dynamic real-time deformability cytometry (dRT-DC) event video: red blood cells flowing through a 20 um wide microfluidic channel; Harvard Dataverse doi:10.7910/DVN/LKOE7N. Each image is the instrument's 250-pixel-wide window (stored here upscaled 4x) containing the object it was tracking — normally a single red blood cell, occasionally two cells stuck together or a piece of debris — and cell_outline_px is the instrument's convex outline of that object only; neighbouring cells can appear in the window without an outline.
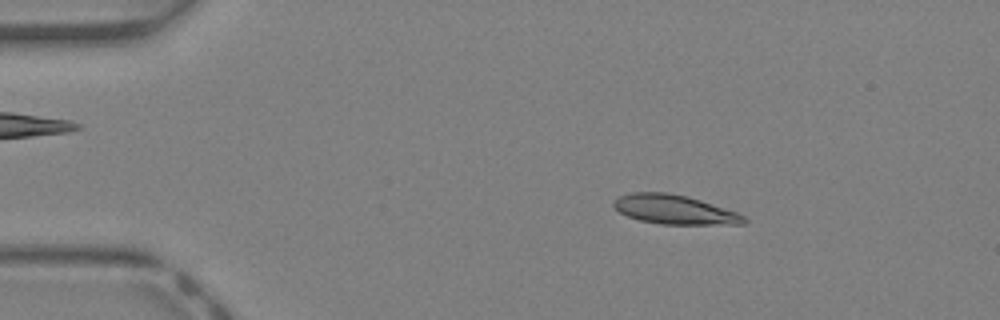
{"species": "Egyptian fruit bat (a non-hibernating species)", "species_latin": "Rousettus aegyptiacus", "temperature_condition": "warm", "stored_images_in_passage": 36, "camera_frame_rate_fps": 3000, "um_per_image_px": 0.085, "animal": {"sex": "female"}, "frame": {"image": 1, "passage_image": 2, "time_ms": 0.333, "image_size_px": [1000, 320], "cell_outline_px": [[748, 220], [744, 224], [660, 224], [640, 220], [628, 216], [620, 212], [612, 204], [620, 196], [632, 192], [664, 192], [688, 196], [736, 212], [744, 216]], "centroid_in_image_um": [57.34, 17.81], "position_along_channel_um": 27.7, "area_um2": 21.91}}
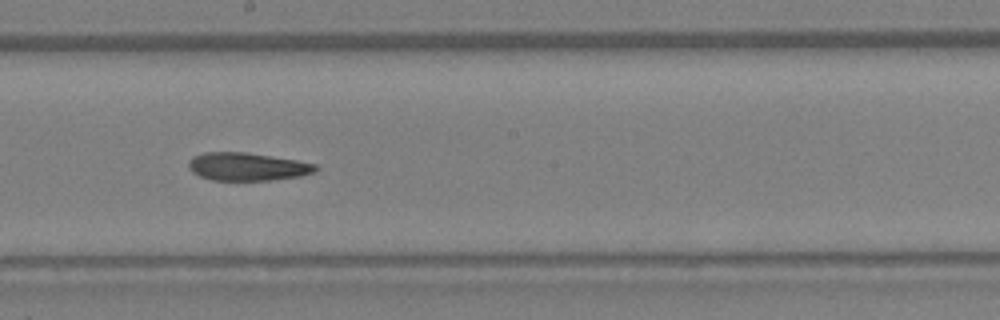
{"frame": {"image": 2, "passage_image": 18, "time_ms": 5.667, "image_size_px": [1000, 320], "cell_outline_px": [[320, 168], [316, 172], [300, 176], [272, 180], [212, 180], [200, 176], [192, 172], [188, 168], [188, 160], [192, 156], [204, 152], [244, 152], [296, 160], [316, 164]], "centroid_in_image_um": [21.01, 14.16], "position_along_channel_um": 227.2, "area_um2": 20.81}}
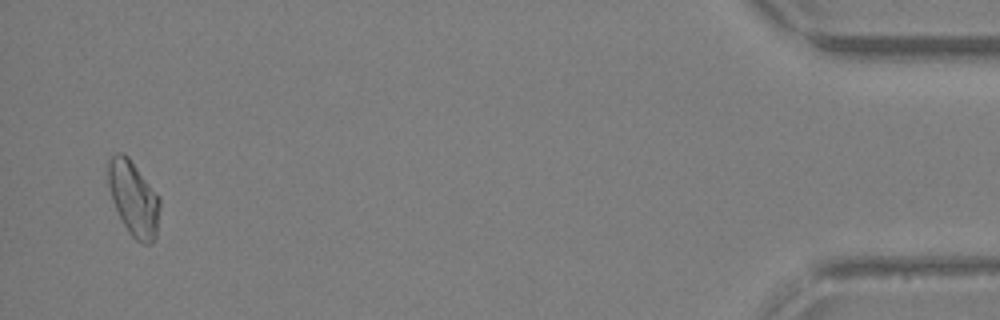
{"frame": {"image": 3, "passage_image": 35, "time_ms": 11.333, "image_size_px": [1000, 320], "cell_outline_px": [[160, 204], [156, 240], [152, 244], [144, 244], [136, 240], [132, 236], [124, 224], [112, 200], [108, 184], [108, 164], [112, 156], [116, 152], [124, 152], [128, 156], [160, 196]], "centroid_in_image_um": [11.38, 16.87], "position_along_channel_um": 423.8, "area_um2": 22.6}}